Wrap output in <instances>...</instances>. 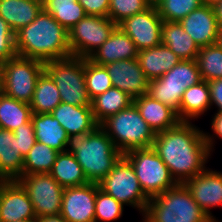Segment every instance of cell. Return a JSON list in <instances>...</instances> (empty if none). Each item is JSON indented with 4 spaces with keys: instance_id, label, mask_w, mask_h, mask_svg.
<instances>
[{
    "instance_id": "48",
    "label": "cell",
    "mask_w": 222,
    "mask_h": 222,
    "mask_svg": "<svg viewBox=\"0 0 222 222\" xmlns=\"http://www.w3.org/2000/svg\"><path fill=\"white\" fill-rule=\"evenodd\" d=\"M8 180L0 173V191Z\"/></svg>"
},
{
    "instance_id": "29",
    "label": "cell",
    "mask_w": 222,
    "mask_h": 222,
    "mask_svg": "<svg viewBox=\"0 0 222 222\" xmlns=\"http://www.w3.org/2000/svg\"><path fill=\"white\" fill-rule=\"evenodd\" d=\"M132 103L133 99L127 93L111 87L91 100V108L95 121L100 125L109 116L128 108Z\"/></svg>"
},
{
    "instance_id": "19",
    "label": "cell",
    "mask_w": 222,
    "mask_h": 222,
    "mask_svg": "<svg viewBox=\"0 0 222 222\" xmlns=\"http://www.w3.org/2000/svg\"><path fill=\"white\" fill-rule=\"evenodd\" d=\"M138 49L134 41L118 26L109 38L88 58L97 65L129 59H137Z\"/></svg>"
},
{
    "instance_id": "51",
    "label": "cell",
    "mask_w": 222,
    "mask_h": 222,
    "mask_svg": "<svg viewBox=\"0 0 222 222\" xmlns=\"http://www.w3.org/2000/svg\"><path fill=\"white\" fill-rule=\"evenodd\" d=\"M14 222H36V219H25V220H18Z\"/></svg>"
},
{
    "instance_id": "45",
    "label": "cell",
    "mask_w": 222,
    "mask_h": 222,
    "mask_svg": "<svg viewBox=\"0 0 222 222\" xmlns=\"http://www.w3.org/2000/svg\"><path fill=\"white\" fill-rule=\"evenodd\" d=\"M214 11L218 21L219 29H222V1L217 2L214 6Z\"/></svg>"
},
{
    "instance_id": "41",
    "label": "cell",
    "mask_w": 222,
    "mask_h": 222,
    "mask_svg": "<svg viewBox=\"0 0 222 222\" xmlns=\"http://www.w3.org/2000/svg\"><path fill=\"white\" fill-rule=\"evenodd\" d=\"M86 15L108 17L110 0H78Z\"/></svg>"
},
{
    "instance_id": "10",
    "label": "cell",
    "mask_w": 222,
    "mask_h": 222,
    "mask_svg": "<svg viewBox=\"0 0 222 222\" xmlns=\"http://www.w3.org/2000/svg\"><path fill=\"white\" fill-rule=\"evenodd\" d=\"M44 62L16 56L3 64L2 91L18 101L30 103L38 77L44 71Z\"/></svg>"
},
{
    "instance_id": "33",
    "label": "cell",
    "mask_w": 222,
    "mask_h": 222,
    "mask_svg": "<svg viewBox=\"0 0 222 222\" xmlns=\"http://www.w3.org/2000/svg\"><path fill=\"white\" fill-rule=\"evenodd\" d=\"M59 152L36 142L24 158L22 175L49 173Z\"/></svg>"
},
{
    "instance_id": "5",
    "label": "cell",
    "mask_w": 222,
    "mask_h": 222,
    "mask_svg": "<svg viewBox=\"0 0 222 222\" xmlns=\"http://www.w3.org/2000/svg\"><path fill=\"white\" fill-rule=\"evenodd\" d=\"M99 126L123 155L134 149L152 147L156 136L133 103L109 116Z\"/></svg>"
},
{
    "instance_id": "3",
    "label": "cell",
    "mask_w": 222,
    "mask_h": 222,
    "mask_svg": "<svg viewBox=\"0 0 222 222\" xmlns=\"http://www.w3.org/2000/svg\"><path fill=\"white\" fill-rule=\"evenodd\" d=\"M65 151L74 155L93 183H99L123 155L100 126L93 132L69 135Z\"/></svg>"
},
{
    "instance_id": "11",
    "label": "cell",
    "mask_w": 222,
    "mask_h": 222,
    "mask_svg": "<svg viewBox=\"0 0 222 222\" xmlns=\"http://www.w3.org/2000/svg\"><path fill=\"white\" fill-rule=\"evenodd\" d=\"M116 27L109 17L86 15L68 31L71 56L89 58Z\"/></svg>"
},
{
    "instance_id": "15",
    "label": "cell",
    "mask_w": 222,
    "mask_h": 222,
    "mask_svg": "<svg viewBox=\"0 0 222 222\" xmlns=\"http://www.w3.org/2000/svg\"><path fill=\"white\" fill-rule=\"evenodd\" d=\"M207 168L184 184L209 218L214 222H220L213 216L211 210L222 207V177L218 171Z\"/></svg>"
},
{
    "instance_id": "4",
    "label": "cell",
    "mask_w": 222,
    "mask_h": 222,
    "mask_svg": "<svg viewBox=\"0 0 222 222\" xmlns=\"http://www.w3.org/2000/svg\"><path fill=\"white\" fill-rule=\"evenodd\" d=\"M142 222H214L193 199L185 184L177 183L150 198Z\"/></svg>"
},
{
    "instance_id": "34",
    "label": "cell",
    "mask_w": 222,
    "mask_h": 222,
    "mask_svg": "<svg viewBox=\"0 0 222 222\" xmlns=\"http://www.w3.org/2000/svg\"><path fill=\"white\" fill-rule=\"evenodd\" d=\"M196 61L202 80L222 79V48L217 43L200 47Z\"/></svg>"
},
{
    "instance_id": "9",
    "label": "cell",
    "mask_w": 222,
    "mask_h": 222,
    "mask_svg": "<svg viewBox=\"0 0 222 222\" xmlns=\"http://www.w3.org/2000/svg\"><path fill=\"white\" fill-rule=\"evenodd\" d=\"M123 156L131 163L142 190L149 198L177 184L168 167L152 147L134 149Z\"/></svg>"
},
{
    "instance_id": "24",
    "label": "cell",
    "mask_w": 222,
    "mask_h": 222,
    "mask_svg": "<svg viewBox=\"0 0 222 222\" xmlns=\"http://www.w3.org/2000/svg\"><path fill=\"white\" fill-rule=\"evenodd\" d=\"M43 9V0H0V16L16 33L33 22Z\"/></svg>"
},
{
    "instance_id": "43",
    "label": "cell",
    "mask_w": 222,
    "mask_h": 222,
    "mask_svg": "<svg viewBox=\"0 0 222 222\" xmlns=\"http://www.w3.org/2000/svg\"><path fill=\"white\" fill-rule=\"evenodd\" d=\"M211 96V107L216 106L217 112H222V79L208 81Z\"/></svg>"
},
{
    "instance_id": "21",
    "label": "cell",
    "mask_w": 222,
    "mask_h": 222,
    "mask_svg": "<svg viewBox=\"0 0 222 222\" xmlns=\"http://www.w3.org/2000/svg\"><path fill=\"white\" fill-rule=\"evenodd\" d=\"M51 114L68 136L81 132H93L99 126L95 121L91 106H73L61 102Z\"/></svg>"
},
{
    "instance_id": "28",
    "label": "cell",
    "mask_w": 222,
    "mask_h": 222,
    "mask_svg": "<svg viewBox=\"0 0 222 222\" xmlns=\"http://www.w3.org/2000/svg\"><path fill=\"white\" fill-rule=\"evenodd\" d=\"M49 174L63 187L81 186L89 183L81 165L74 155L59 152Z\"/></svg>"
},
{
    "instance_id": "42",
    "label": "cell",
    "mask_w": 222,
    "mask_h": 222,
    "mask_svg": "<svg viewBox=\"0 0 222 222\" xmlns=\"http://www.w3.org/2000/svg\"><path fill=\"white\" fill-rule=\"evenodd\" d=\"M211 130L214 134L204 132V139L207 143L210 154L214 149L215 139H222V112H216L211 119Z\"/></svg>"
},
{
    "instance_id": "32",
    "label": "cell",
    "mask_w": 222,
    "mask_h": 222,
    "mask_svg": "<svg viewBox=\"0 0 222 222\" xmlns=\"http://www.w3.org/2000/svg\"><path fill=\"white\" fill-rule=\"evenodd\" d=\"M43 9L67 31L86 16L78 0H43Z\"/></svg>"
},
{
    "instance_id": "26",
    "label": "cell",
    "mask_w": 222,
    "mask_h": 222,
    "mask_svg": "<svg viewBox=\"0 0 222 222\" xmlns=\"http://www.w3.org/2000/svg\"><path fill=\"white\" fill-rule=\"evenodd\" d=\"M31 122L37 142L45 144L57 152L66 150L68 134L51 113L32 114Z\"/></svg>"
},
{
    "instance_id": "16",
    "label": "cell",
    "mask_w": 222,
    "mask_h": 222,
    "mask_svg": "<svg viewBox=\"0 0 222 222\" xmlns=\"http://www.w3.org/2000/svg\"><path fill=\"white\" fill-rule=\"evenodd\" d=\"M113 87L127 93L133 100L148 93L149 80L138 59L112 62L105 65Z\"/></svg>"
},
{
    "instance_id": "14",
    "label": "cell",
    "mask_w": 222,
    "mask_h": 222,
    "mask_svg": "<svg viewBox=\"0 0 222 222\" xmlns=\"http://www.w3.org/2000/svg\"><path fill=\"white\" fill-rule=\"evenodd\" d=\"M96 183L64 188L60 215L68 222H95Z\"/></svg>"
},
{
    "instance_id": "37",
    "label": "cell",
    "mask_w": 222,
    "mask_h": 222,
    "mask_svg": "<svg viewBox=\"0 0 222 222\" xmlns=\"http://www.w3.org/2000/svg\"><path fill=\"white\" fill-rule=\"evenodd\" d=\"M202 4V0H162L156 8L163 21L180 22Z\"/></svg>"
},
{
    "instance_id": "7",
    "label": "cell",
    "mask_w": 222,
    "mask_h": 222,
    "mask_svg": "<svg viewBox=\"0 0 222 222\" xmlns=\"http://www.w3.org/2000/svg\"><path fill=\"white\" fill-rule=\"evenodd\" d=\"M200 81L202 78L196 59L180 60L160 78L149 81L147 94L177 112L184 91Z\"/></svg>"
},
{
    "instance_id": "17",
    "label": "cell",
    "mask_w": 222,
    "mask_h": 222,
    "mask_svg": "<svg viewBox=\"0 0 222 222\" xmlns=\"http://www.w3.org/2000/svg\"><path fill=\"white\" fill-rule=\"evenodd\" d=\"M179 23L199 47L217 43L219 26L213 6L202 4Z\"/></svg>"
},
{
    "instance_id": "12",
    "label": "cell",
    "mask_w": 222,
    "mask_h": 222,
    "mask_svg": "<svg viewBox=\"0 0 222 222\" xmlns=\"http://www.w3.org/2000/svg\"><path fill=\"white\" fill-rule=\"evenodd\" d=\"M17 181L27 192L36 217L60 214L64 188L49 173L22 175Z\"/></svg>"
},
{
    "instance_id": "49",
    "label": "cell",
    "mask_w": 222,
    "mask_h": 222,
    "mask_svg": "<svg viewBox=\"0 0 222 222\" xmlns=\"http://www.w3.org/2000/svg\"><path fill=\"white\" fill-rule=\"evenodd\" d=\"M217 44L222 48V29H219Z\"/></svg>"
},
{
    "instance_id": "6",
    "label": "cell",
    "mask_w": 222,
    "mask_h": 222,
    "mask_svg": "<svg viewBox=\"0 0 222 222\" xmlns=\"http://www.w3.org/2000/svg\"><path fill=\"white\" fill-rule=\"evenodd\" d=\"M44 70L58 88L61 102L73 106H91L84 75V58L70 56L47 61Z\"/></svg>"
},
{
    "instance_id": "40",
    "label": "cell",
    "mask_w": 222,
    "mask_h": 222,
    "mask_svg": "<svg viewBox=\"0 0 222 222\" xmlns=\"http://www.w3.org/2000/svg\"><path fill=\"white\" fill-rule=\"evenodd\" d=\"M13 134L18 139L20 154L25 158L37 142L32 122L29 121L27 124L21 125L13 131Z\"/></svg>"
},
{
    "instance_id": "30",
    "label": "cell",
    "mask_w": 222,
    "mask_h": 222,
    "mask_svg": "<svg viewBox=\"0 0 222 222\" xmlns=\"http://www.w3.org/2000/svg\"><path fill=\"white\" fill-rule=\"evenodd\" d=\"M61 103L59 90L44 70L38 77L33 97L29 103L33 114L51 113Z\"/></svg>"
},
{
    "instance_id": "38",
    "label": "cell",
    "mask_w": 222,
    "mask_h": 222,
    "mask_svg": "<svg viewBox=\"0 0 222 222\" xmlns=\"http://www.w3.org/2000/svg\"><path fill=\"white\" fill-rule=\"evenodd\" d=\"M146 0H110L108 17L118 25L120 22L148 9Z\"/></svg>"
},
{
    "instance_id": "23",
    "label": "cell",
    "mask_w": 222,
    "mask_h": 222,
    "mask_svg": "<svg viewBox=\"0 0 222 222\" xmlns=\"http://www.w3.org/2000/svg\"><path fill=\"white\" fill-rule=\"evenodd\" d=\"M137 59L149 81L160 78L180 62L178 56L162 43L150 49L138 51Z\"/></svg>"
},
{
    "instance_id": "22",
    "label": "cell",
    "mask_w": 222,
    "mask_h": 222,
    "mask_svg": "<svg viewBox=\"0 0 222 222\" xmlns=\"http://www.w3.org/2000/svg\"><path fill=\"white\" fill-rule=\"evenodd\" d=\"M209 110H211L210 88L208 82L202 80L184 91L177 115L181 122H192Z\"/></svg>"
},
{
    "instance_id": "47",
    "label": "cell",
    "mask_w": 222,
    "mask_h": 222,
    "mask_svg": "<svg viewBox=\"0 0 222 222\" xmlns=\"http://www.w3.org/2000/svg\"><path fill=\"white\" fill-rule=\"evenodd\" d=\"M162 0H146L150 6L156 7Z\"/></svg>"
},
{
    "instance_id": "44",
    "label": "cell",
    "mask_w": 222,
    "mask_h": 222,
    "mask_svg": "<svg viewBox=\"0 0 222 222\" xmlns=\"http://www.w3.org/2000/svg\"><path fill=\"white\" fill-rule=\"evenodd\" d=\"M36 222H68L60 214L56 216L37 217Z\"/></svg>"
},
{
    "instance_id": "35",
    "label": "cell",
    "mask_w": 222,
    "mask_h": 222,
    "mask_svg": "<svg viewBox=\"0 0 222 222\" xmlns=\"http://www.w3.org/2000/svg\"><path fill=\"white\" fill-rule=\"evenodd\" d=\"M84 75L87 93L91 100L113 87L106 67L97 65L88 58H84Z\"/></svg>"
},
{
    "instance_id": "39",
    "label": "cell",
    "mask_w": 222,
    "mask_h": 222,
    "mask_svg": "<svg viewBox=\"0 0 222 222\" xmlns=\"http://www.w3.org/2000/svg\"><path fill=\"white\" fill-rule=\"evenodd\" d=\"M16 56L15 33L0 16V61L4 63Z\"/></svg>"
},
{
    "instance_id": "50",
    "label": "cell",
    "mask_w": 222,
    "mask_h": 222,
    "mask_svg": "<svg viewBox=\"0 0 222 222\" xmlns=\"http://www.w3.org/2000/svg\"><path fill=\"white\" fill-rule=\"evenodd\" d=\"M3 62L0 61V89H1V86H2V74H3Z\"/></svg>"
},
{
    "instance_id": "46",
    "label": "cell",
    "mask_w": 222,
    "mask_h": 222,
    "mask_svg": "<svg viewBox=\"0 0 222 222\" xmlns=\"http://www.w3.org/2000/svg\"><path fill=\"white\" fill-rule=\"evenodd\" d=\"M202 1L203 4L214 6L217 2H220L222 0H202Z\"/></svg>"
},
{
    "instance_id": "25",
    "label": "cell",
    "mask_w": 222,
    "mask_h": 222,
    "mask_svg": "<svg viewBox=\"0 0 222 222\" xmlns=\"http://www.w3.org/2000/svg\"><path fill=\"white\" fill-rule=\"evenodd\" d=\"M161 43L169 47L180 60H195L200 51L198 44L179 22L163 21Z\"/></svg>"
},
{
    "instance_id": "13",
    "label": "cell",
    "mask_w": 222,
    "mask_h": 222,
    "mask_svg": "<svg viewBox=\"0 0 222 222\" xmlns=\"http://www.w3.org/2000/svg\"><path fill=\"white\" fill-rule=\"evenodd\" d=\"M162 24L157 8L150 6L145 11L126 18L117 26L134 41L140 51L161 44Z\"/></svg>"
},
{
    "instance_id": "31",
    "label": "cell",
    "mask_w": 222,
    "mask_h": 222,
    "mask_svg": "<svg viewBox=\"0 0 222 222\" xmlns=\"http://www.w3.org/2000/svg\"><path fill=\"white\" fill-rule=\"evenodd\" d=\"M32 114L28 103L18 101L0 91V128L13 132L31 121Z\"/></svg>"
},
{
    "instance_id": "1",
    "label": "cell",
    "mask_w": 222,
    "mask_h": 222,
    "mask_svg": "<svg viewBox=\"0 0 222 222\" xmlns=\"http://www.w3.org/2000/svg\"><path fill=\"white\" fill-rule=\"evenodd\" d=\"M192 122H180L176 127L157 133L152 149L168 167L176 183L184 184L201 173L211 154L204 131Z\"/></svg>"
},
{
    "instance_id": "27",
    "label": "cell",
    "mask_w": 222,
    "mask_h": 222,
    "mask_svg": "<svg viewBox=\"0 0 222 222\" xmlns=\"http://www.w3.org/2000/svg\"><path fill=\"white\" fill-rule=\"evenodd\" d=\"M23 164L18 139L12 131L0 128V173L8 181L18 180L22 176Z\"/></svg>"
},
{
    "instance_id": "18",
    "label": "cell",
    "mask_w": 222,
    "mask_h": 222,
    "mask_svg": "<svg viewBox=\"0 0 222 222\" xmlns=\"http://www.w3.org/2000/svg\"><path fill=\"white\" fill-rule=\"evenodd\" d=\"M27 192L17 181H7L0 191V222L36 219Z\"/></svg>"
},
{
    "instance_id": "2",
    "label": "cell",
    "mask_w": 222,
    "mask_h": 222,
    "mask_svg": "<svg viewBox=\"0 0 222 222\" xmlns=\"http://www.w3.org/2000/svg\"><path fill=\"white\" fill-rule=\"evenodd\" d=\"M15 47L17 56L44 63L71 56L68 31L44 9L15 33Z\"/></svg>"
},
{
    "instance_id": "36",
    "label": "cell",
    "mask_w": 222,
    "mask_h": 222,
    "mask_svg": "<svg viewBox=\"0 0 222 222\" xmlns=\"http://www.w3.org/2000/svg\"><path fill=\"white\" fill-rule=\"evenodd\" d=\"M124 205L106 194L96 183L95 222H113L123 216Z\"/></svg>"
},
{
    "instance_id": "8",
    "label": "cell",
    "mask_w": 222,
    "mask_h": 222,
    "mask_svg": "<svg viewBox=\"0 0 222 222\" xmlns=\"http://www.w3.org/2000/svg\"><path fill=\"white\" fill-rule=\"evenodd\" d=\"M98 184L106 194L138 210L143 216L150 198L142 190L131 163L123 155Z\"/></svg>"
},
{
    "instance_id": "20",
    "label": "cell",
    "mask_w": 222,
    "mask_h": 222,
    "mask_svg": "<svg viewBox=\"0 0 222 222\" xmlns=\"http://www.w3.org/2000/svg\"><path fill=\"white\" fill-rule=\"evenodd\" d=\"M133 104L155 134L174 128L181 122L173 108L153 99L148 94L134 99Z\"/></svg>"
}]
</instances>
